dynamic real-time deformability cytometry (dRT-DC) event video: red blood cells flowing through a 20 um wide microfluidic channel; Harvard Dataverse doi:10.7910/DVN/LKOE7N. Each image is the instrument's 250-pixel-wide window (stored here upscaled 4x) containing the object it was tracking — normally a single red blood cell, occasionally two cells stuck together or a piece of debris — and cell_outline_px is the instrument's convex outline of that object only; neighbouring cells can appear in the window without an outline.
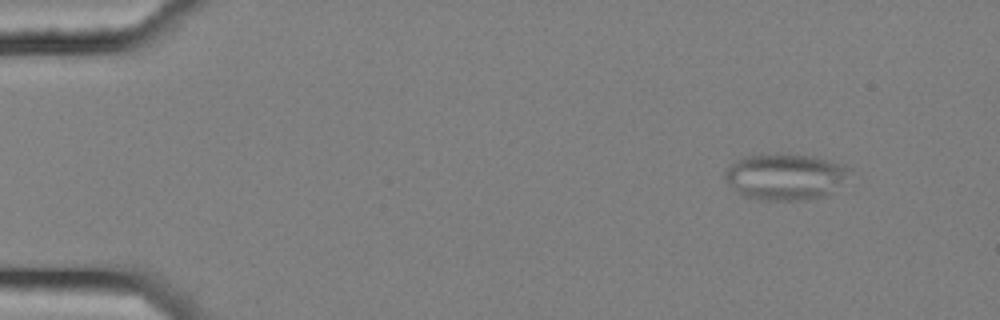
{"species": "common noctule bat (a hibernating species)", "species_latin": "Nyctalus noctula", "temperature_condition": "cold", "stored_images_in_passage": 5, "segment_of_instrument_passage": [1, 2], "camera_frame_rate_fps": 3000, "um_per_image_px": 0.085, "animal": {"sex": "female", "body_mass_g": 25.1}, "frame": {"image": 1, "passage_image": 1, "time_ms": 0.0, "image_size_px": [1000, 320], "cell_outline_px": [[852, 168], [824, 196], [804, 200], [760, 200], [744, 196], [724, 176], [724, 172], [736, 160], [744, 156], [776, 152], [816, 156], [844, 164]], "centroid_in_image_um": [66.71, 14.97], "position_along_channel_um": 18.3, "area_um2": 33.18}}